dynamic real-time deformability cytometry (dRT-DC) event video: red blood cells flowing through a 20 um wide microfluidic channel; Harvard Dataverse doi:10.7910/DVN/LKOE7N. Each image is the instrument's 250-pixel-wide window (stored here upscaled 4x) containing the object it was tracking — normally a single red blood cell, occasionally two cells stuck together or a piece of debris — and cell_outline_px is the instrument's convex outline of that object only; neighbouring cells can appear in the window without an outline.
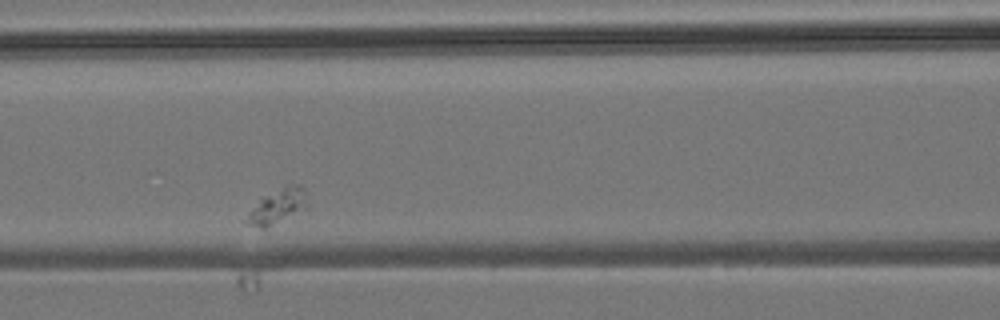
{"species": "common noctule bat (a hibernating species)", "species_latin": "Nyctalus noctula", "temperature_condition": "room temperature", "stored_images_in_passage": 8, "camera_frame_rate_fps": 3000, "um_per_image_px": 0.085, "animal": {"sex": "male", "body_mass_g": 19.2, "forearm_length_mm": 51.8}, "frame": {"image": 1, "passage_image": 3, "time_ms": 2.0, "image_size_px": [1000, 320], "cell_outline_px": [[308, 208], [264, 228], [244, 224], [240, 220], [260, 196], [288, 184], [300, 184], [304, 192], [308, 204]], "centroid_in_image_um": [23.48, 17.53], "position_along_channel_um": 143.1, "area_um2": 12.77}}
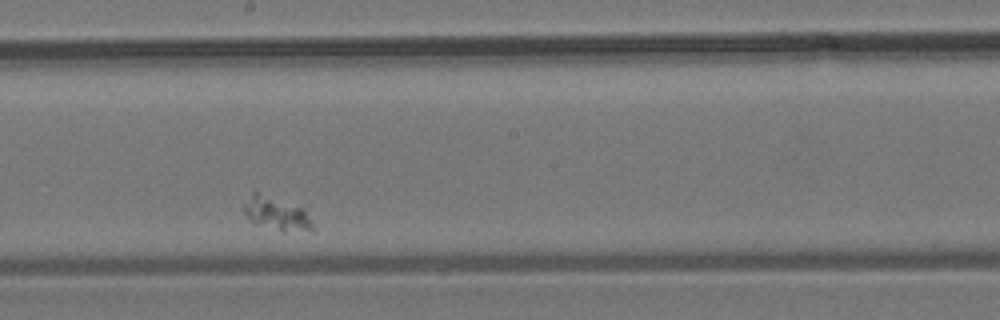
{"frame": {"image": 2, "passage_image": 5, "time_ms": 4.333, "image_size_px": [1000, 320], "cell_outline_px": [[312, 232], [280, 232], [252, 220], [244, 212], [244, 204], [252, 192], [256, 192], [308, 204], [312, 224]], "centroid_in_image_um": [23.69, 18.12], "position_along_channel_um": 224.5, "area_um2": 14.28}}
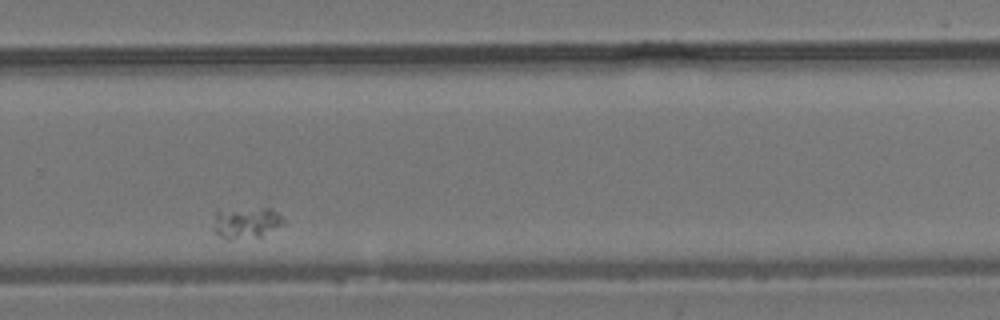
{"frame": {"image": 3, "passage_image": 7, "time_ms": 6.667, "image_size_px": [1000, 320], "cell_outline_px": [[288, 224], [260, 236], [228, 240], [220, 236], [212, 228], [216, 208], [268, 208], [276, 212]], "centroid_in_image_um": [20.89, 18.9], "position_along_channel_um": 308.9, "area_um2": 13.24}}